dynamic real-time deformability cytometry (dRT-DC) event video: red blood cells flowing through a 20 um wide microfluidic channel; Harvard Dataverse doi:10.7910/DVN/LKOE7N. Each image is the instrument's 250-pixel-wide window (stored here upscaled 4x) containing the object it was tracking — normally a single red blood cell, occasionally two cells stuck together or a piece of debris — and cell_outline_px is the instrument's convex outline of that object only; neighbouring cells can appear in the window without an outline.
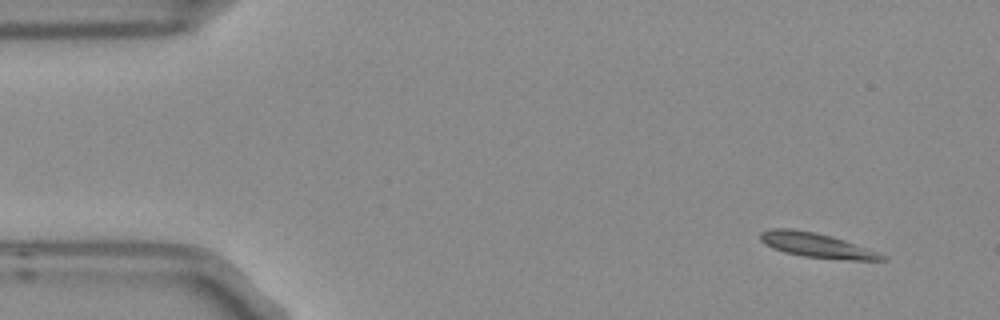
{"species": "Egyptian fruit bat (a non-hibernating species)", "species_latin": "Rousettus aegyptiacus", "temperature_condition": "room temperature", "stored_images_in_passage": 4, "camera_frame_rate_fps": 3000, "um_per_image_px": 0.085, "frame": {"image": 1, "passage_image": 1, "time_ms": 0.0, "image_size_px": [1000, 320], "cell_outline_px": [[888, 260], [848, 260], [804, 256], [784, 252], [772, 248], [764, 244], [760, 240], [760, 232], [768, 228], [792, 228], [816, 232], [832, 236], [844, 240], [888, 256]], "centroid_in_image_um": [69.37, 20.83], "position_along_channel_um": 15.6, "area_um2": 17.51}}
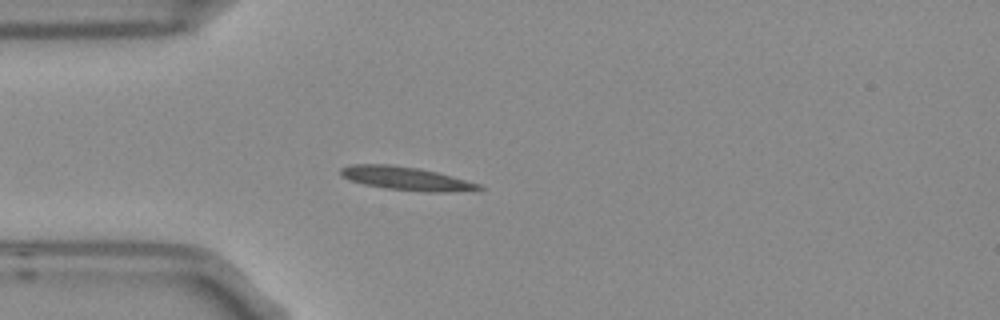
{"frame": {"image": 2, "passage_image": 4, "time_ms": 1.0, "image_size_px": [1000, 320], "cell_outline_px": [[484, 188], [476, 192], [424, 192], [384, 188], [364, 184], [348, 180], [340, 172], [340, 168], [352, 164], [388, 164], [416, 168], [436, 172], [480, 184]], "centroid_in_image_um": [34.57, 15.19], "position_along_channel_um": 50.4, "area_um2": 18.96}}